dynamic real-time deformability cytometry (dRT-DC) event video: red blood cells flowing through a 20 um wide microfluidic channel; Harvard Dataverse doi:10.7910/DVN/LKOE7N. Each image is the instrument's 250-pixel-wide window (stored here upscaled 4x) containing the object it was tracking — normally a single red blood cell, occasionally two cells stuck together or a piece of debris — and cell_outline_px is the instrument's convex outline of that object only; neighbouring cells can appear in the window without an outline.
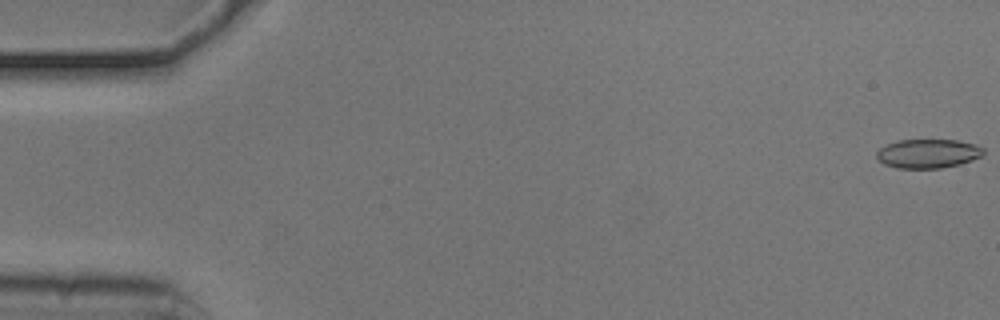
{"species": "common noctule bat (a hibernating species)", "species_latin": "Nyctalus noctula", "temperature_condition": "cold", "stored_images_in_passage": 8, "camera_frame_rate_fps": 3000, "um_per_image_px": 0.085, "animal": {"sex": "male", "body_mass_g": 20.5, "forearm_length_mm": 52.5}, "frame": {"image": 1, "passage_image": 1, "time_ms": 0.0, "image_size_px": [1000, 320], "cell_outline_px": [[984, 152], [980, 156], [972, 160], [960, 164], [940, 168], [896, 168], [884, 164], [876, 156], [876, 152], [880, 148], [888, 144], [900, 140], [956, 140], [976, 144], [984, 148]], "centroid_in_image_um": [78.89, 13.05], "position_along_channel_um": 6.1, "area_um2": 17.98}}